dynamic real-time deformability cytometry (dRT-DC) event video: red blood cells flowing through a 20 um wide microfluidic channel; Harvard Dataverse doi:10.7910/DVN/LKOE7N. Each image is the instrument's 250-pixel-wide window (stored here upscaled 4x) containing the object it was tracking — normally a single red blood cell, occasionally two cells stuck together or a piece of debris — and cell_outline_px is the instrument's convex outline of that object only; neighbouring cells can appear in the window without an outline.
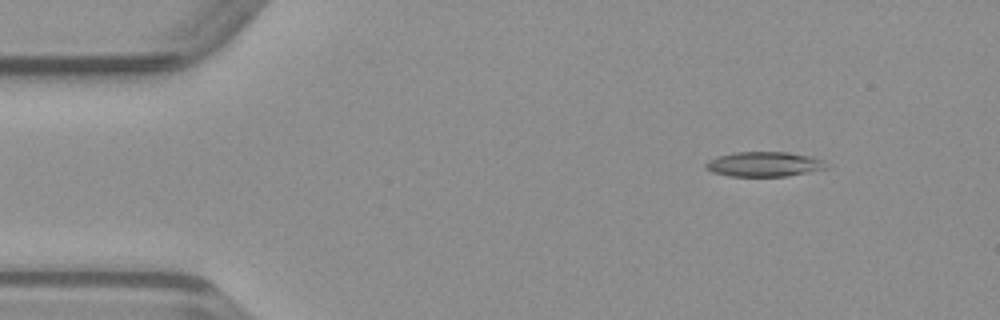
{"species": "common noctule bat (a hibernating species)", "species_latin": "Nyctalus noctula", "temperature_condition": "warm", "stored_images_in_passage": 47, "camera_frame_rate_fps": 3000, "um_per_image_px": 0.085, "animal": {"sex": "male", "body_mass_g": 23.1, "forearm_length_mm": 52.7}, "frame": {"image": 1, "passage_image": 4, "time_ms": 1.0, "image_size_px": [1000, 320], "cell_outline_px": [[828, 168], [788, 176], [728, 176], [712, 172], [704, 168], [704, 164], [708, 160], [716, 156], [736, 152], [788, 152], [812, 156], [824, 160]], "centroid_in_image_um": [64.93, 13.95], "position_along_channel_um": 20.1, "area_um2": 17.63}}
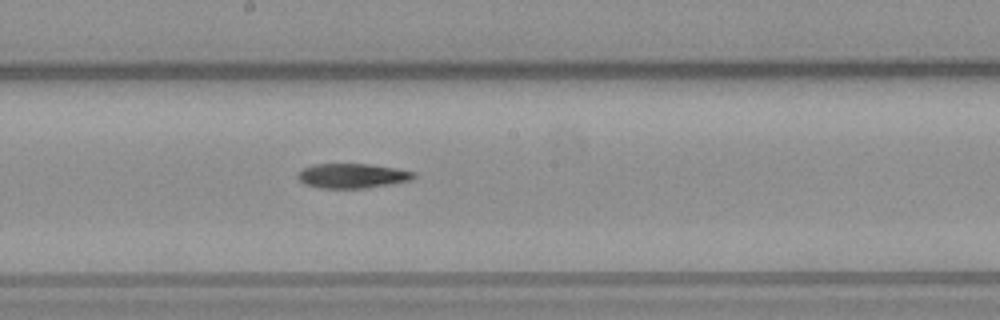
{"frame": {"image": 2, "passage_image": 24, "time_ms": 7.667, "image_size_px": [1000, 320], "cell_outline_px": [[416, 176], [412, 180], [364, 188], [320, 188], [304, 184], [296, 176], [296, 172], [312, 164], [368, 164], [396, 168], [416, 172]], "centroid_in_image_um": [29.92, 14.94], "position_along_channel_um": 218.3, "area_um2": 16.7}}
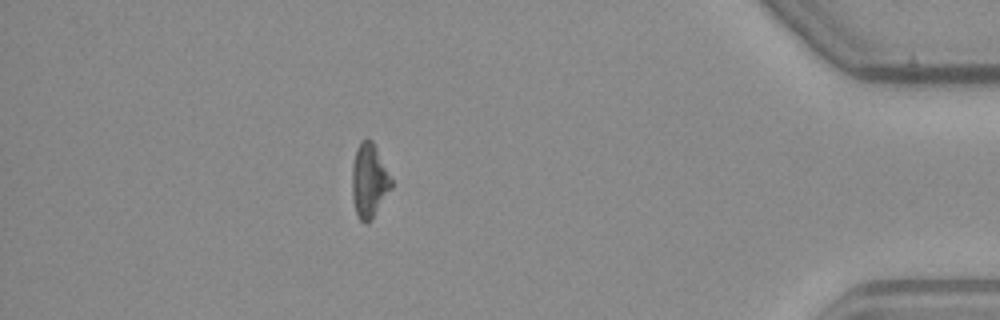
{"frame": {"image": 3, "passage_image": 41, "time_ms": 13.333, "image_size_px": [1000, 320], "cell_outline_px": [[392, 188], [372, 220], [368, 224], [364, 224], [360, 220], [356, 212], [352, 196], [352, 164], [356, 148], [360, 140], [372, 140], [392, 180]], "centroid_in_image_um": [31.37, 15.39], "position_along_channel_um": 403.8, "area_um2": 16.99}}